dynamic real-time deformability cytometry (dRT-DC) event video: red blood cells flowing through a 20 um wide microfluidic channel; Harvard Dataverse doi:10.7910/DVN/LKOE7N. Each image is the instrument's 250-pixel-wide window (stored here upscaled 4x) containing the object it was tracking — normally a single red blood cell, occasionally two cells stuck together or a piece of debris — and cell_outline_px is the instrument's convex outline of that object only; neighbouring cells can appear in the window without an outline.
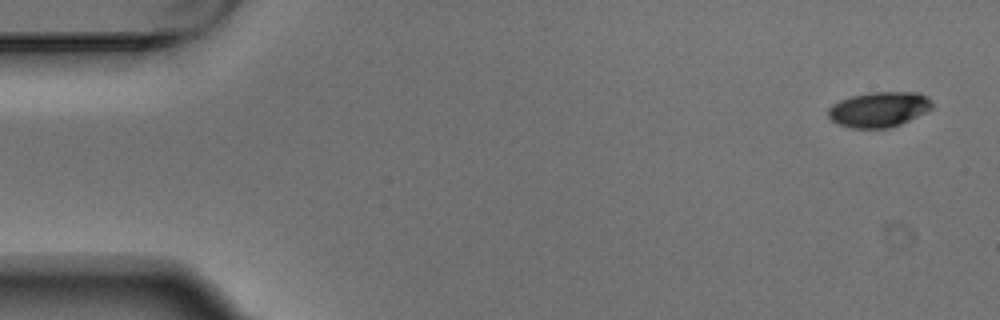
{"species": "Egyptian fruit bat (a non-hibernating species)", "species_latin": "Rousettus aegyptiacus", "temperature_condition": "warm", "stored_images_in_passage": 5, "camera_frame_rate_fps": 3000, "um_per_image_px": 0.085, "animal": {"sex": "male"}, "frame": {"image": 1, "passage_image": 1, "time_ms": 0.0, "image_size_px": [1000, 320], "cell_outline_px": [[932, 108], [900, 124], [888, 128], [852, 128], [836, 124], [828, 116], [828, 108], [832, 104], [840, 100], [852, 96], [868, 92], [920, 92], [928, 96], [932, 100]], "centroid_in_image_um": [74.7, 9.29], "position_along_channel_um": 10.3, "area_um2": 21.39}}
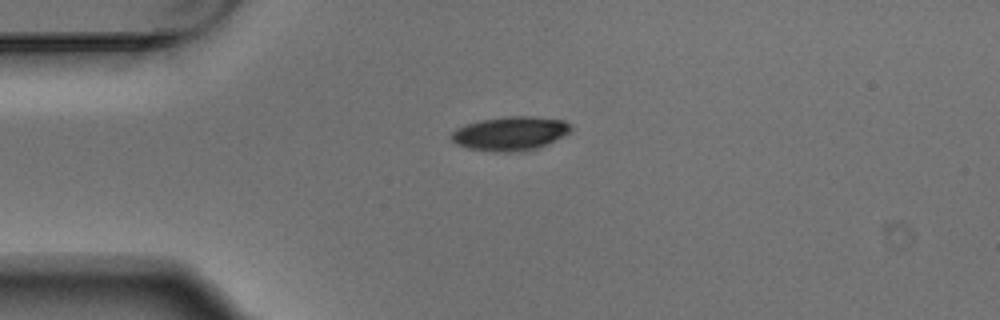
{"frame": {"image": 2, "passage_image": 4, "time_ms": 1.0, "image_size_px": [1000, 320], "cell_outline_px": [[572, 128], [568, 132], [548, 144], [536, 148], [512, 152], [492, 152], [468, 148], [456, 144], [452, 140], [452, 132], [456, 128], [480, 120], [504, 116], [532, 116], [564, 120], [572, 124]], "centroid_in_image_um": [43.37, 11.34], "position_along_channel_um": 41.6, "area_um2": 23.58}}